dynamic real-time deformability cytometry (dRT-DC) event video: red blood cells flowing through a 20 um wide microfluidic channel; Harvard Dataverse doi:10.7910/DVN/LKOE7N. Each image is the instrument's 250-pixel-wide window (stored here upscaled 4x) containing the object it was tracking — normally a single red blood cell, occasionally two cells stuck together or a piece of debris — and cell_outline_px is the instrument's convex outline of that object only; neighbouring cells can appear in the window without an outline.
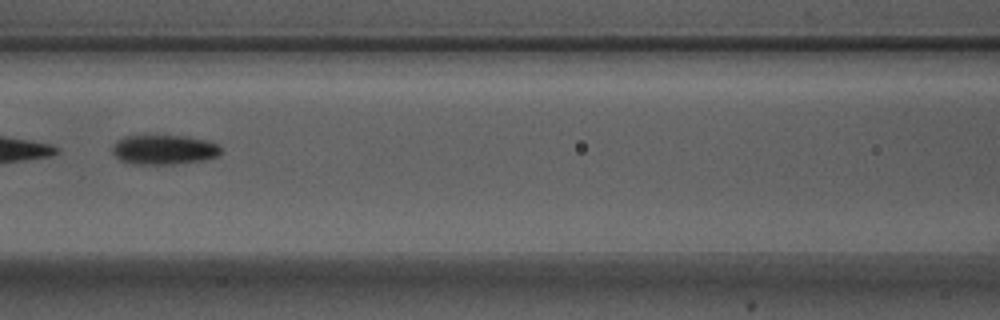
{"species": "Egyptian fruit bat (a non-hibernating species)", "species_latin": "Rousettus aegyptiacus", "temperature_condition": "warm", "stored_images_in_passage": 6, "camera_frame_rate_fps": 3000, "um_per_image_px": 0.085, "animal": {"sex": "male"}, "frame": {"image": 1, "passage_image": 4, "time_ms": 1.0, "image_size_px": [1000, 320], "cell_outline_px": [[224, 152], [220, 156], [204, 160], [176, 164], [132, 164], [120, 160], [112, 152], [112, 144], [116, 140], [124, 136], [188, 136], [204, 140], [216, 144]], "centroid_in_image_um": [13.94, 12.73], "position_along_channel_um": 152.7, "area_um2": 18.9}}
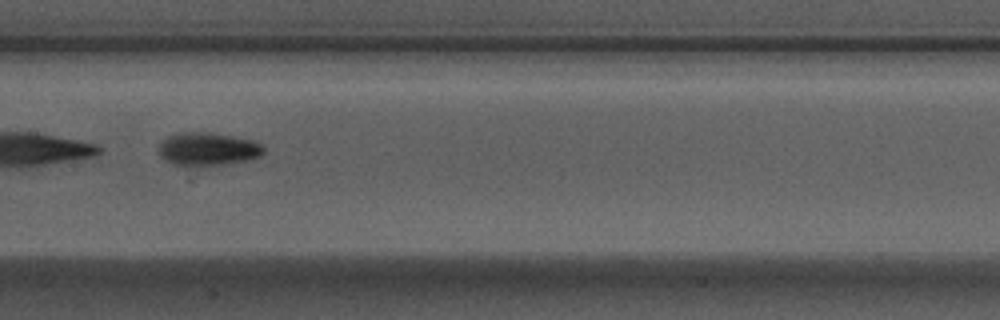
{"frame": {"image": 2, "passage_image": 5, "time_ms": 1.333, "image_size_px": [1000, 320], "cell_outline_px": [[264, 152], [260, 156], [244, 160], [224, 164], [172, 164], [164, 160], [160, 156], [160, 144], [168, 136], [176, 132], [204, 132], [252, 140], [260, 144], [264, 148]], "centroid_in_image_um": [17.64, 12.65], "position_along_channel_um": 189.8, "area_um2": 19.54}}
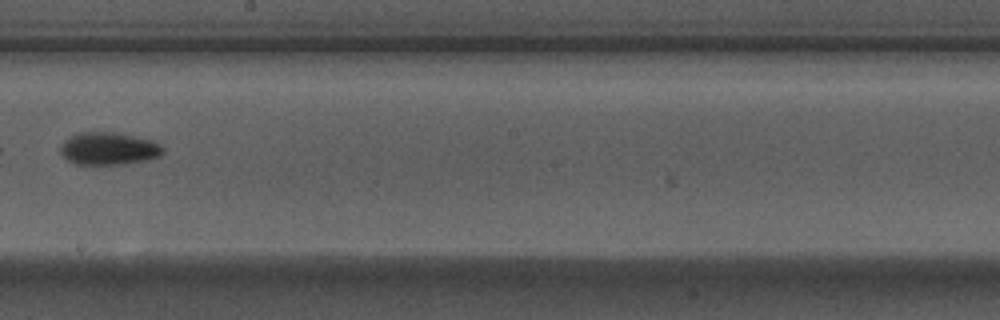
{"frame": {"image": 3, "passage_image": 6, "time_ms": 1.667, "image_size_px": [1000, 320], "cell_outline_px": [[164, 152], [160, 156], [144, 160], [124, 164], [76, 164], [68, 160], [60, 152], [60, 148], [64, 140], [80, 132], [112, 132], [152, 140], [160, 144], [164, 148]], "centroid_in_image_um": [9.24, 12.63], "position_along_channel_um": 239.0, "area_um2": 19.25}}